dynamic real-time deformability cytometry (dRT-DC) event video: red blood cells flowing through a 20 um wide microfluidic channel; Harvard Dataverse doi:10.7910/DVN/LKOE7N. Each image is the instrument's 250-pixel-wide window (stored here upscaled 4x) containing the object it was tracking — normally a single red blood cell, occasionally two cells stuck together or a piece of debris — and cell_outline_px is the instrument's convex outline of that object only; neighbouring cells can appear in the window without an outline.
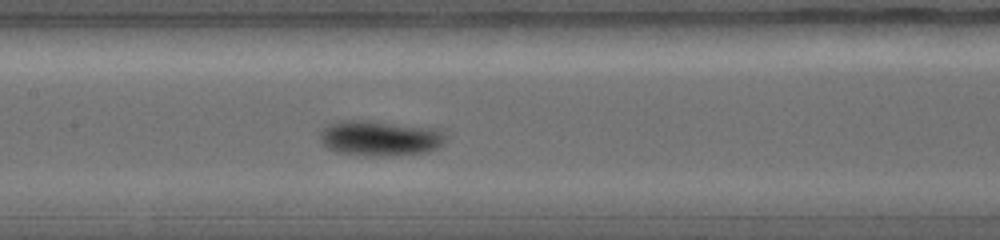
{"species": "common noctule bat (a hibernating species)", "species_latin": "Nyctalus noctula", "temperature_condition": "warm", "stored_images_in_passage": 13, "camera_frame_rate_fps": 5000, "um_per_image_px": 0.085, "animal": {"sex": "female", "body_mass_g": 19.0, "forearm_length_mm": 56.7}, "frame": {"image": 1, "passage_image": 8, "time_ms": 3.2, "image_size_px": [1000, 240], "cell_outline_px": [[448, 136], [444, 144], [428, 152], [392, 156], [364, 156], [336, 152], [320, 144], [320, 132], [328, 124], [336, 120], [364, 120], [444, 128]], "centroid_in_image_um": [32.35, 11.74], "position_along_channel_um": 175.0, "area_um2": 26.82}}
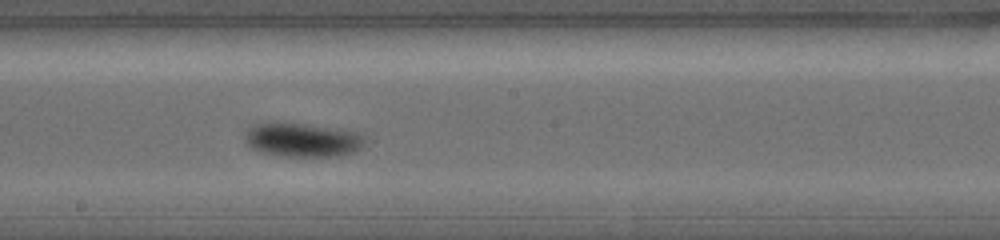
{"frame": {"image": 2, "passage_image": 10, "time_ms": 4.0, "image_size_px": [1000, 240], "cell_outline_px": [[368, 140], [364, 148], [356, 152], [340, 156], [284, 156], [260, 152], [252, 148], [244, 140], [244, 132], [248, 128], [256, 124], [308, 124], [336, 128], [360, 132], [368, 136]], "centroid_in_image_um": [25.84, 11.91], "position_along_channel_um": 222.4, "area_um2": 24.04}}
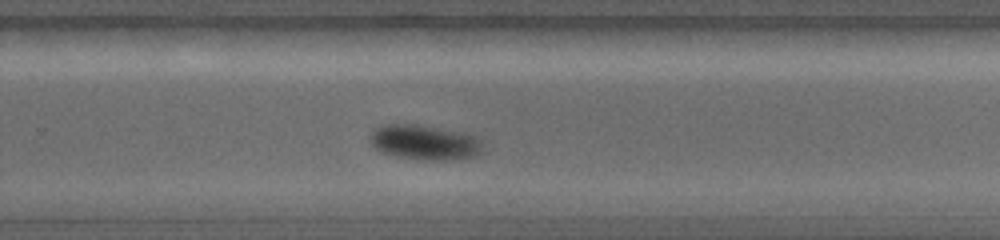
{"frame": {"image": 3, "passage_image": 13, "time_ms": 5.2, "image_size_px": [1000, 240], "cell_outline_px": [[484, 148], [476, 156], [444, 160], [420, 160], [380, 152], [368, 140], [368, 136], [376, 128], [384, 124], [416, 124], [472, 132], [480, 136], [484, 140]], "centroid_in_image_um": [36.19, 12.07], "position_along_channel_um": 293.6, "area_um2": 23.7}}